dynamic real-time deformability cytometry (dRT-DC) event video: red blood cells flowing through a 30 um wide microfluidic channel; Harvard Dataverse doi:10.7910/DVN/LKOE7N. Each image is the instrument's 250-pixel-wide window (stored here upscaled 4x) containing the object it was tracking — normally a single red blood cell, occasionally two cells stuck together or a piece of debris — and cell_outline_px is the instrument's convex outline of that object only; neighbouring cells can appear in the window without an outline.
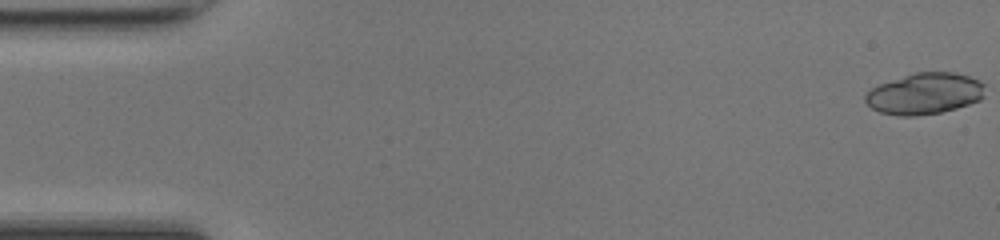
{"species": "common noctule bat (a hibernating species)", "species_latin": "Nyctalus noctula", "temperature_condition": "room temperature", "stored_images_in_passage": 16, "camera_frame_rate_fps": 3000, "um_per_image_px": 0.085, "animal": {"sex": "female", "body_mass_g": 17.0, "forearm_length_mm": 48.0}, "frame": {"image": 1, "passage_image": 1, "time_ms": 0.0, "image_size_px": [1000, 240], "cell_outline_px": [[984, 96], [980, 100], [956, 108], [940, 112], [916, 116], [900, 116], [880, 112], [872, 108], [864, 100], [864, 96], [876, 84], [916, 72], [956, 72], [980, 80], [984, 84]], "centroid_in_image_um": [78.59, 7.95], "position_along_channel_um": 6.4, "area_um2": 28.9}}
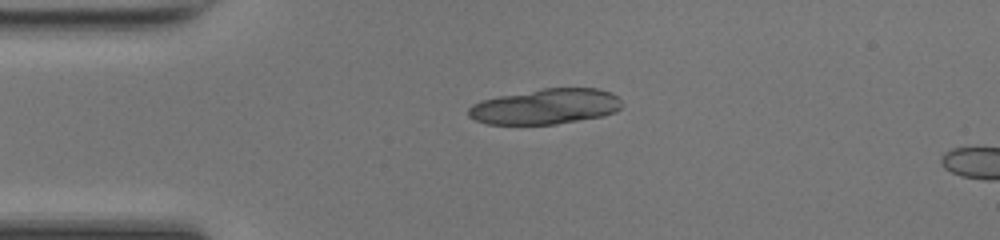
{"frame": {"image": 2, "passage_image": 12, "time_ms": 3.667, "image_size_px": [1000, 240], "cell_outline_px": [[624, 104], [616, 112], [604, 116], [556, 124], [488, 124], [476, 120], [468, 116], [468, 108], [472, 104], [480, 100], [500, 96], [544, 88], [596, 88], [612, 92]], "centroid_in_image_um": [46.4, 9.05], "position_along_channel_um": 38.6, "area_um2": 31.73}}